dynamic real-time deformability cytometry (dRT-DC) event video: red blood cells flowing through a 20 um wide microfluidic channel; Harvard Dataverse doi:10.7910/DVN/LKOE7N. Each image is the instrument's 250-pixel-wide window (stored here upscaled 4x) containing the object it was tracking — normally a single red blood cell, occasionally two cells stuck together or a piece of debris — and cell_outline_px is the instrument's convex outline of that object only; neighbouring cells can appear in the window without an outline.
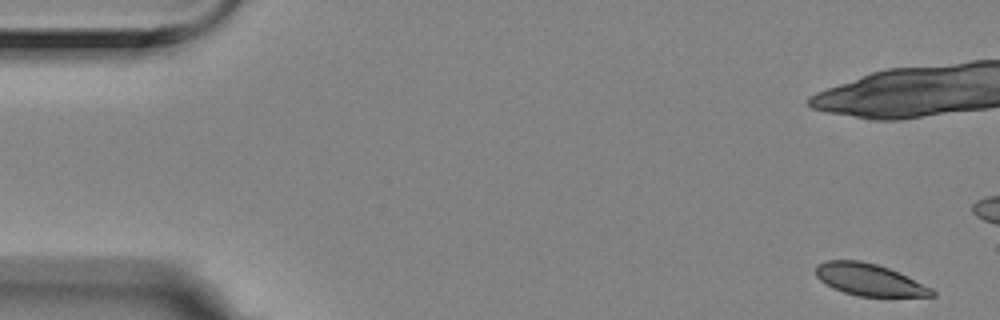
{"species": "Egyptian fruit bat (a non-hibernating species)", "species_latin": "Rousettus aegyptiacus", "temperature_condition": "room temperature", "stored_images_in_passage": 5, "camera_frame_rate_fps": 3000, "um_per_image_px": 0.085, "animal": {"sex": "female"}, "frame": {"image": 1, "passage_image": 1, "time_ms": 0.0, "image_size_px": [1000, 320], "cell_outline_px": [[936, 296], [856, 296], [832, 288], [820, 280], [816, 276], [816, 264], [824, 260], [860, 260], [876, 264], [888, 268], [932, 288], [936, 292]], "centroid_in_image_um": [73.84, 23.77], "position_along_channel_um": 11.2, "area_um2": 21.5}}